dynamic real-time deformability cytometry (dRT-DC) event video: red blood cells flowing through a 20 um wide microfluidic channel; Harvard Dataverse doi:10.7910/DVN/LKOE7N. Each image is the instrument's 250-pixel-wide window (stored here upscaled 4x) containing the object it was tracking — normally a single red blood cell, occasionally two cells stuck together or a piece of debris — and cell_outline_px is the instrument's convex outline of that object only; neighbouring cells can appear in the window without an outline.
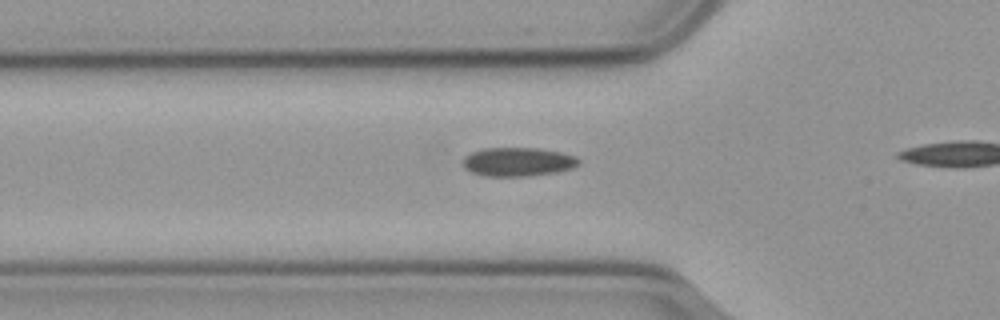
{"species": "common noctule bat (a hibernating species)", "species_latin": "Nyctalus noctula", "temperature_condition": "cold", "stored_images_in_passage": 12, "camera_frame_rate_fps": 3000, "um_per_image_px": 0.085, "animal": {"sex": "male", "body_mass_g": 23.1, "forearm_length_mm": 52.7}, "frame": {"image": 1, "passage_image": 3, "time_ms": 0.667, "image_size_px": [1000, 320], "cell_outline_px": [[580, 164], [572, 168], [556, 172], [524, 176], [484, 176], [472, 172], [464, 168], [464, 156], [472, 152], [484, 148], [540, 148], [560, 152], [576, 156], [580, 160]], "centroid_in_image_um": [44.04, 13.75], "position_along_channel_um": 81.8, "area_um2": 19.42}}
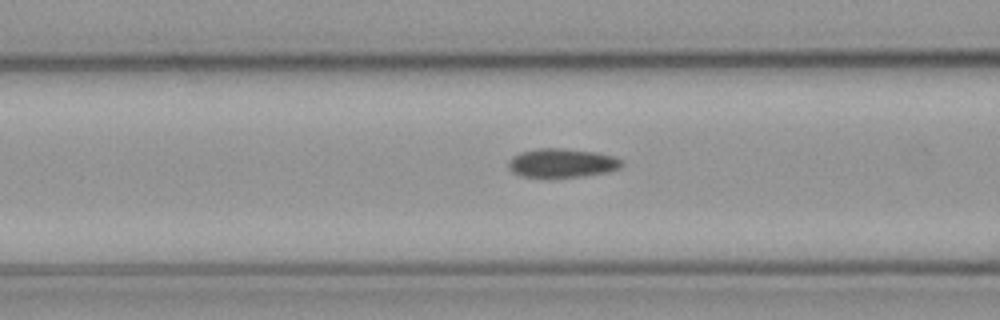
{"frame": {"image": 2, "passage_image": 6, "time_ms": 1.667, "image_size_px": [1000, 320], "cell_outline_px": [[624, 164], [620, 168], [608, 172], [584, 176], [520, 176], [512, 172], [508, 164], [508, 160], [512, 156], [520, 152], [540, 148], [560, 148], [596, 152], [612, 156], [624, 160]], "centroid_in_image_um": [47.79, 13.84], "position_along_channel_um": 118.8, "area_um2": 18.96}}
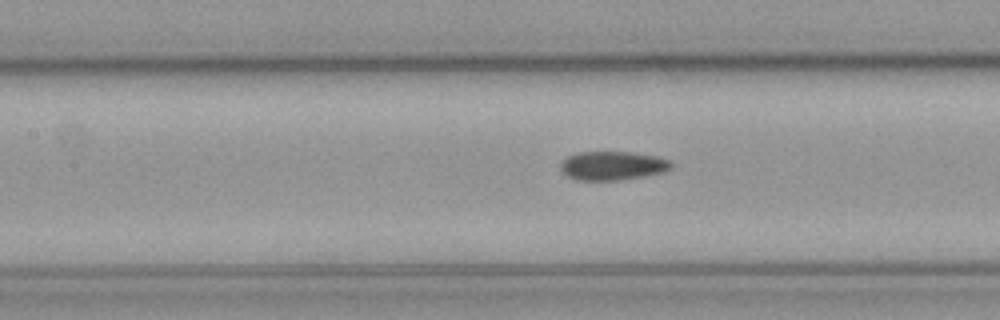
{"frame": {"image": 3, "passage_image": 9, "time_ms": 2.667, "image_size_px": [1000, 320], "cell_outline_px": [[672, 168], [664, 172], [644, 176], [620, 180], [576, 180], [560, 172], [560, 164], [568, 156], [580, 152], [632, 152], [656, 156], [672, 160]], "centroid_in_image_um": [52.08, 14.08], "position_along_channel_um": 155.3, "area_um2": 18.73}}